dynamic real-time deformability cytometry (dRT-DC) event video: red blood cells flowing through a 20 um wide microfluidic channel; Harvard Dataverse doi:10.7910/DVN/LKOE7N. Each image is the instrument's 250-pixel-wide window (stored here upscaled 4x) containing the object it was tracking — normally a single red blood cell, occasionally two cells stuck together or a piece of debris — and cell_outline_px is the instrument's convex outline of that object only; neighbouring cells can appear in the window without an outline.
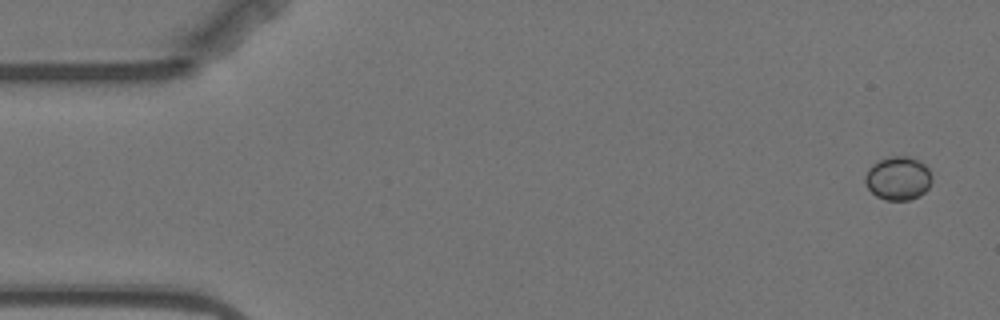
{"species": "Egyptian fruit bat (a non-hibernating species)", "species_latin": "Rousettus aegyptiacus", "temperature_condition": "warm", "stored_images_in_passage": 6, "camera_frame_rate_fps": 3000, "um_per_image_px": 0.085, "animal": {"sex": "female"}, "frame": {"image": 1, "passage_image": 1, "time_ms": 0.0, "image_size_px": [1000, 320], "cell_outline_px": [[932, 180], [928, 188], [920, 196], [908, 200], [884, 200], [876, 196], [868, 188], [864, 180], [864, 176], [868, 168], [876, 160], [888, 156], [912, 156], [924, 164], [928, 168], [932, 176]], "centroid_in_image_um": [76.32, 15.14], "position_along_channel_um": 8.7, "area_um2": 17.28}}
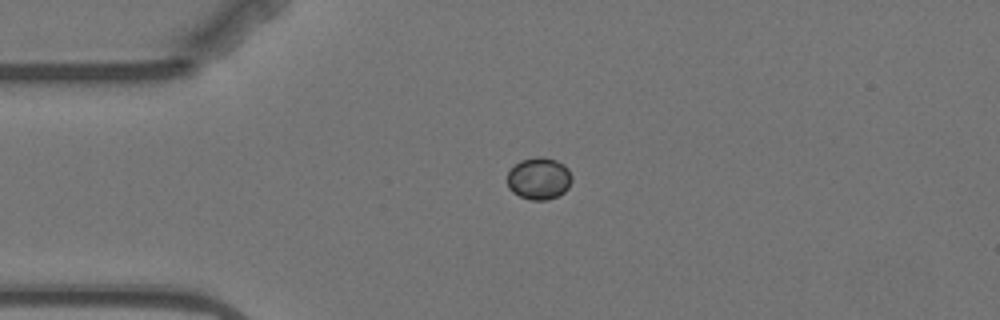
{"frame": {"image": 2, "passage_image": 4, "time_ms": 3.667, "image_size_px": [1000, 320], "cell_outline_px": [[572, 180], [568, 188], [564, 192], [548, 200], [532, 200], [520, 196], [512, 192], [508, 188], [508, 172], [520, 160], [536, 156], [544, 156], [556, 160], [564, 164], [568, 168], [572, 176]], "centroid_in_image_um": [45.83, 15.16], "position_along_channel_um": 39.2, "area_um2": 15.95}}
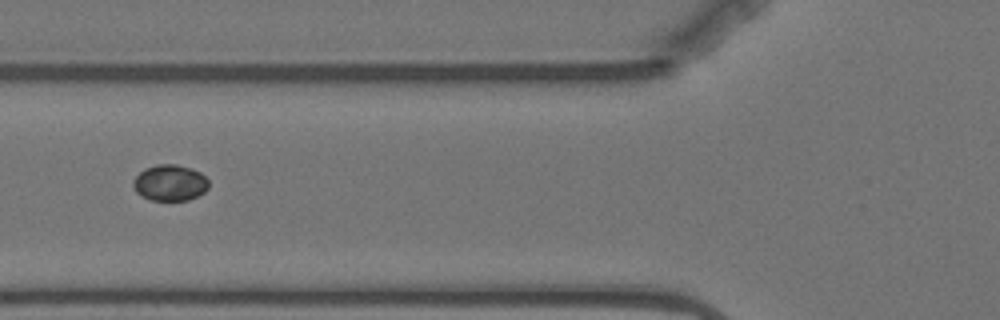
{"frame": {"image": 3, "passage_image": 6, "time_ms": 6.333, "image_size_px": [1000, 320], "cell_outline_px": [[208, 188], [204, 192], [188, 200], [152, 200], [140, 196], [136, 192], [132, 184], [132, 180], [144, 168], [156, 164], [176, 164], [192, 168], [200, 172], [208, 180]], "centroid_in_image_um": [14.42, 15.53], "position_along_channel_um": 111.4, "area_um2": 16.01}}